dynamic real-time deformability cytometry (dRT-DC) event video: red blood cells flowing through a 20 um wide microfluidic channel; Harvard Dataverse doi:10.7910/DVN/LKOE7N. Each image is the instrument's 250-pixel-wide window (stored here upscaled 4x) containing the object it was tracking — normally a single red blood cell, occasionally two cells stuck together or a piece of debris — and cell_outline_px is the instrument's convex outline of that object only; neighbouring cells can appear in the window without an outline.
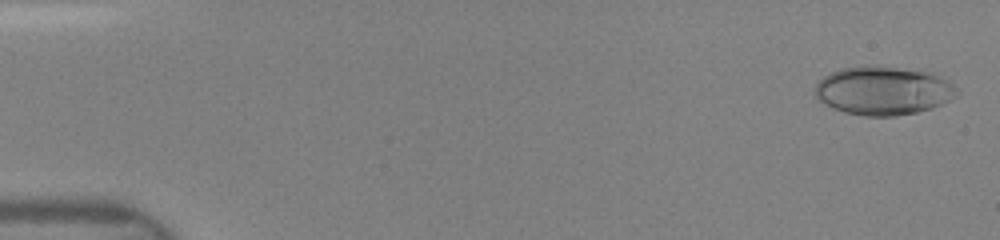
{"species": "human", "species_latin": "Homo sapiens", "temperature_condition": "room temperature", "stored_images_in_passage": 11, "camera_frame_rate_fps": 3000, "um_per_image_px": 0.085, "donor": {"sex": "female"}, "frame": {"image": 1, "passage_image": 2, "time_ms": 0.333, "image_size_px": [1000, 240], "cell_outline_px": [[960, 92], [948, 100], [932, 108], [916, 112], [896, 116], [864, 116], [844, 112], [832, 108], [816, 100], [812, 88], [824, 76], [840, 68], [868, 64], [872, 64], [924, 68], [948, 80]], "centroid_in_image_um": [75.06, 7.66], "position_along_channel_um": 9.9, "area_um2": 41.38}}
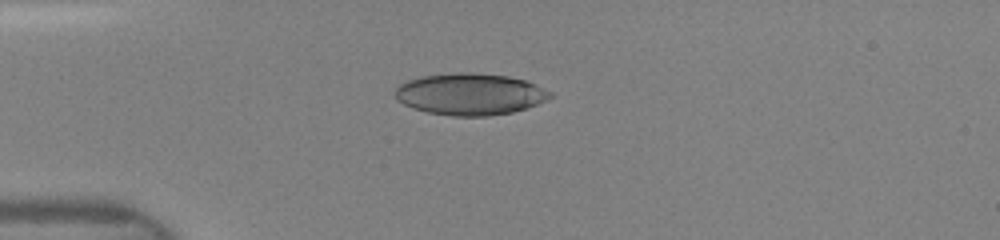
{"frame": {"image": 2, "passage_image": 10, "time_ms": 4.0, "image_size_px": [1000, 240], "cell_outline_px": [[552, 96], [536, 104], [512, 112], [488, 116], [452, 116], [428, 112], [412, 108], [396, 100], [396, 88], [400, 84], [408, 80], [420, 76], [456, 72], [472, 72], [508, 76], [524, 80], [536, 84], [552, 92]], "centroid_in_image_um": [39.93, 7.99], "position_along_channel_um": 45.1, "area_um2": 37.63}}